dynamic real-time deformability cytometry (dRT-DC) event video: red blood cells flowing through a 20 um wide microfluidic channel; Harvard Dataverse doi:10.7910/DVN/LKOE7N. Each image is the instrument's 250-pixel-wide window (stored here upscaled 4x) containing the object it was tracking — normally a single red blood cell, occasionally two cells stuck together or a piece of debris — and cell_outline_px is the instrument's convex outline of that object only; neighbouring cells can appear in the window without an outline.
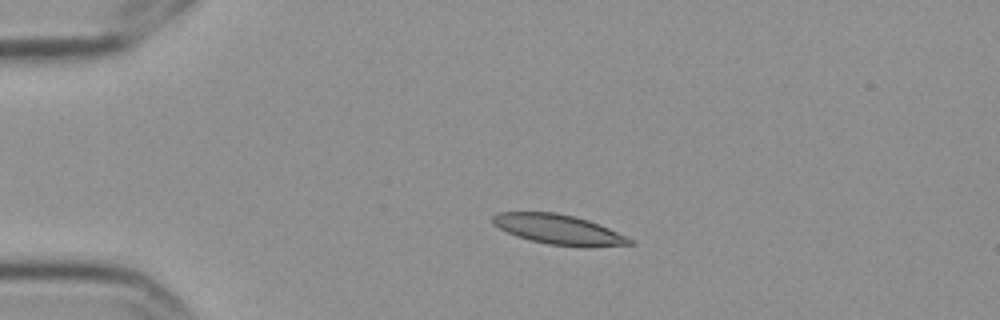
{"species": "Egyptian fruit bat (a non-hibernating species)", "species_latin": "Rousettus aegyptiacus", "temperature_condition": "cold", "stored_images_in_passage": 4, "camera_frame_rate_fps": 3000, "um_per_image_px": 0.085, "frame": {"image": 1, "passage_image": 3, "time_ms": 0.667, "image_size_px": [1000, 320], "cell_outline_px": [[636, 244], [588, 248], [584, 248], [548, 244], [528, 240], [516, 236], [492, 224], [492, 216], [496, 212], [556, 212], [576, 216], [600, 224], [636, 240]], "centroid_in_image_um": [47.55, 19.52], "position_along_channel_um": 37.4, "area_um2": 24.45}}